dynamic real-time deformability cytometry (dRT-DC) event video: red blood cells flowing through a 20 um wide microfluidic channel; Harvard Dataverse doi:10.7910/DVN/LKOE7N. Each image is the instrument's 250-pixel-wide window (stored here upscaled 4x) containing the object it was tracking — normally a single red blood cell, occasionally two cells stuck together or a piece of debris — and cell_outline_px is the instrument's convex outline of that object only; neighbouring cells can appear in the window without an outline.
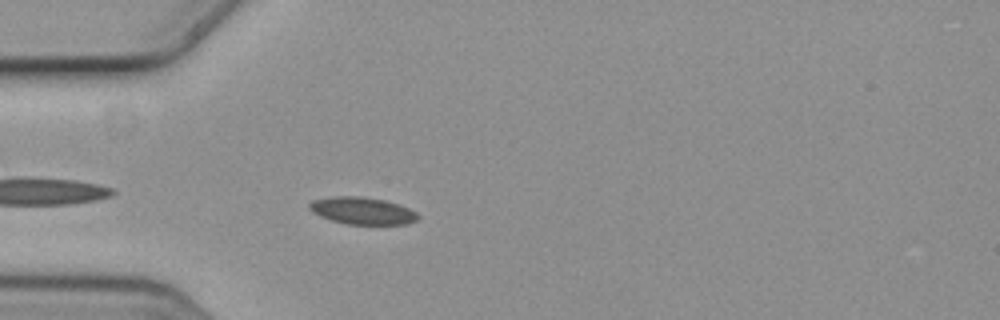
{"species": "common noctule bat (a hibernating species)", "species_latin": "Nyctalus noctula", "temperature_condition": "cold", "stored_images_in_passage": 6, "camera_frame_rate_fps": 3000, "um_per_image_px": 0.085, "animal": {"sex": "female", "body_mass_g": 19.3, "forearm_length_mm": 54.1}, "frame": {"image": 1, "passage_image": 6, "time_ms": 1.667, "image_size_px": [1000, 320], "cell_outline_px": [[420, 216], [416, 220], [408, 224], [344, 224], [320, 216], [312, 212], [308, 208], [308, 204], [312, 200], [332, 196], [360, 196], [384, 200], [400, 204], [416, 212]], "centroid_in_image_um": [30.78, 17.91], "position_along_channel_um": 54.2, "area_um2": 17.28}}